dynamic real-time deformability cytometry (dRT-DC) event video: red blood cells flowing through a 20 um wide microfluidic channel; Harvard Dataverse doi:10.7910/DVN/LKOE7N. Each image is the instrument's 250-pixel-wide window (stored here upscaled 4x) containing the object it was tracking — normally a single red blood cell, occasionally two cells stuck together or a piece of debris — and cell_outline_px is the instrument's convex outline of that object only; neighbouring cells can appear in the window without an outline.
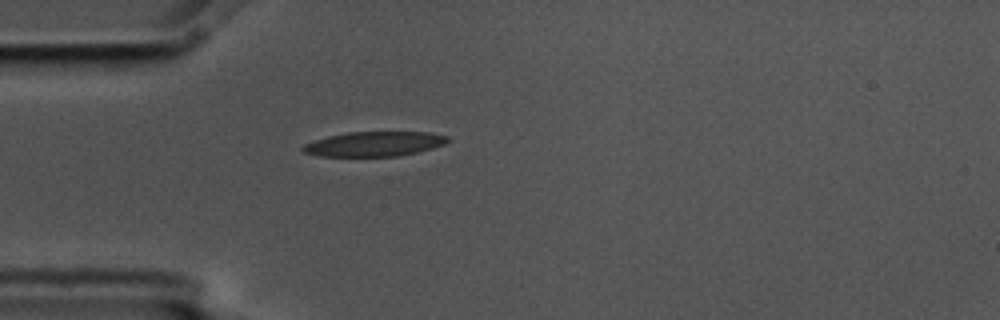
{"species": "common noctule bat (a hibernating species)", "species_latin": "Nyctalus noctula", "temperature_condition": "cold", "stored_images_in_passage": 1, "camera_frame_rate_fps": 3000, "um_per_image_px": 0.085, "animal": {"sex": "male", "body_mass_g": 17.5, "forearm_length_mm": 52.3}, "frame": {"image": 1, "passage_image": 1, "time_ms": 0.0, "image_size_px": [1000, 320], "cell_outline_px": [[448, 140], [444, 144], [432, 148], [416, 152], [396, 156], [320, 156], [304, 152], [300, 148], [304, 144], [328, 136], [348, 132], [432, 132], [448, 136]], "centroid_in_image_um": [31.81, 12.23], "position_along_channel_um": 53.2, "area_um2": 20.69}}